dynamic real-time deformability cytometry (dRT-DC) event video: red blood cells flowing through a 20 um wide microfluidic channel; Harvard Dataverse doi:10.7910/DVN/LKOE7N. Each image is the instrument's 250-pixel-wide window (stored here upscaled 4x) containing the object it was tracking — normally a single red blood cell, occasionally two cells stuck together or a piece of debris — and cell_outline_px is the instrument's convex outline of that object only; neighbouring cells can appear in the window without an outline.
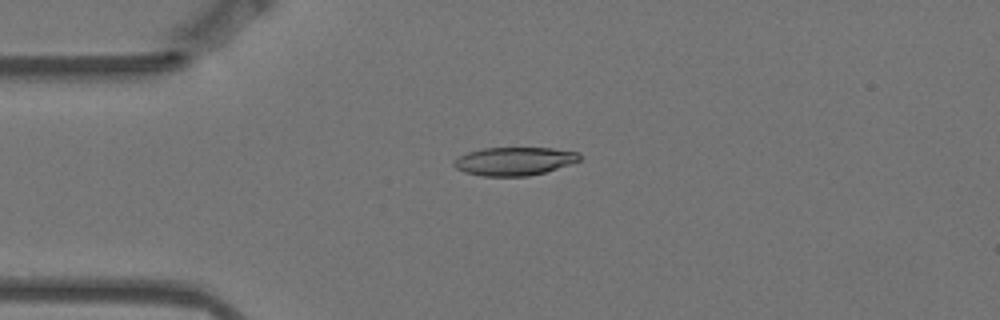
{"species": "Egyptian fruit bat (a non-hibernating species)", "species_latin": "Rousettus aegyptiacus", "temperature_condition": "warm", "stored_images_in_passage": 7, "camera_frame_rate_fps": 3000, "um_per_image_px": 0.085, "animal": {"sex": "female"}, "frame": {"image": 1, "passage_image": 1, "time_ms": 0.0, "image_size_px": [1000, 320], "cell_outline_px": [[580, 160], [544, 172], [528, 176], [484, 176], [464, 172], [456, 168], [452, 164], [460, 156], [468, 152], [484, 148], [552, 148], [580, 152]], "centroid_in_image_um": [43.71, 13.7], "position_along_channel_um": 41.3, "area_um2": 20.46}}
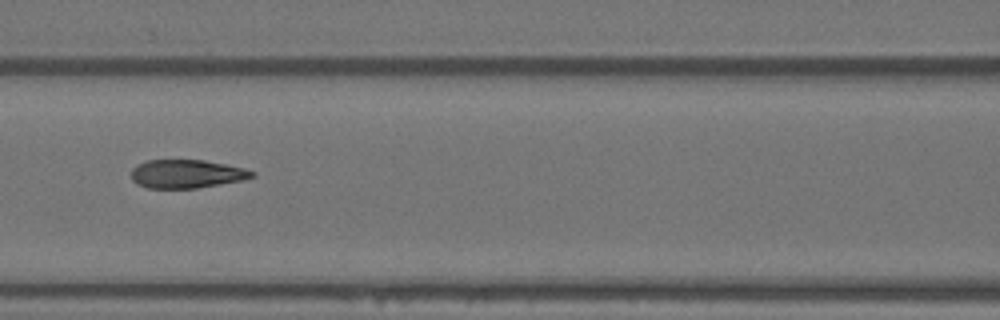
{"frame": {"image": 2, "passage_image": 4, "time_ms": 1.0, "image_size_px": [1000, 320], "cell_outline_px": [[256, 176], [240, 180], [220, 184], [196, 188], [148, 188], [136, 184], [132, 180], [132, 168], [136, 164], [148, 160], [204, 160], [244, 168], [256, 172]], "centroid_in_image_um": [15.84, 14.78], "position_along_channel_um": 150.8, "area_um2": 20.0}}
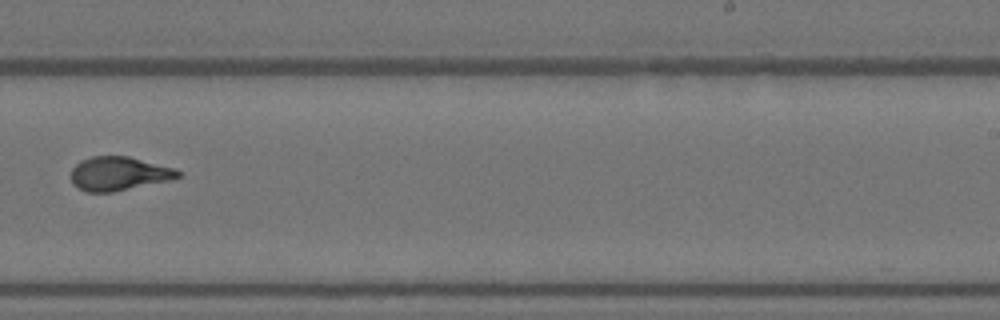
{"frame": {"image": 3, "passage_image": 7, "time_ms": 2.0, "image_size_px": [1000, 320], "cell_outline_px": [[180, 176], [172, 180], [112, 192], [88, 192], [76, 188], [72, 184], [72, 168], [80, 160], [92, 156], [128, 156], [176, 168], [180, 172]], "centroid_in_image_um": [10.1, 14.76], "position_along_channel_um": 278.9, "area_um2": 21.21}}